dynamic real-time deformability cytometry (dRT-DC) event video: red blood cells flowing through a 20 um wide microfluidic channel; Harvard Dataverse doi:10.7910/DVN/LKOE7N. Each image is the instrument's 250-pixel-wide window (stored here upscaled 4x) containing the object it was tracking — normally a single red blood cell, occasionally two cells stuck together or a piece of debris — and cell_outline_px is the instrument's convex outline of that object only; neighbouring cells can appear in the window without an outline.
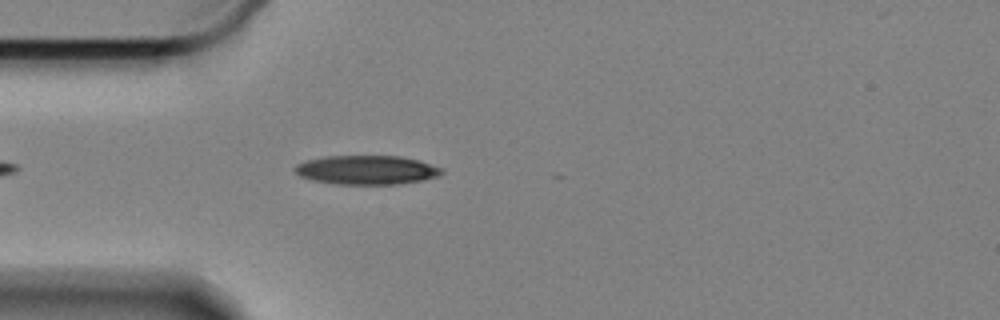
{"species": "Egyptian fruit bat (a non-hibernating species)", "species_latin": "Rousettus aegyptiacus", "temperature_condition": "cold", "stored_images_in_passage": 23, "camera_frame_rate_fps": 3000, "um_per_image_px": 0.085, "animal": {"sex": "female"}, "frame": {"image": 1, "passage_image": 4, "time_ms": 1.0, "image_size_px": [1000, 320], "cell_outline_px": [[444, 172], [436, 176], [424, 180], [396, 184], [336, 184], [312, 180], [300, 176], [296, 172], [296, 164], [308, 160], [328, 156], [400, 156], [420, 160], [444, 168]], "centroid_in_image_um": [31.22, 14.44], "position_along_channel_um": 53.8, "area_um2": 24.8}}
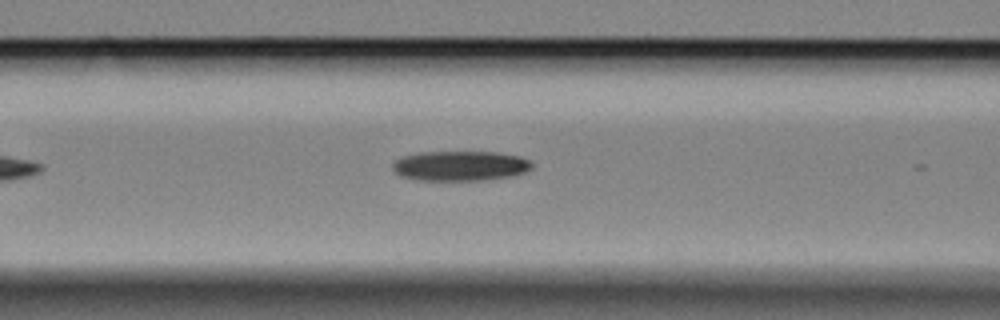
{"frame": {"image": 2, "passage_image": 11, "time_ms": 3.333, "image_size_px": [1000, 320], "cell_outline_px": [[532, 168], [524, 172], [512, 176], [484, 180], [416, 180], [400, 176], [392, 168], [392, 164], [396, 160], [404, 156], [420, 152], [496, 152], [520, 156], [532, 160]], "centroid_in_image_um": [39.14, 14.1], "position_along_channel_um": 127.5, "area_um2": 24.39}}
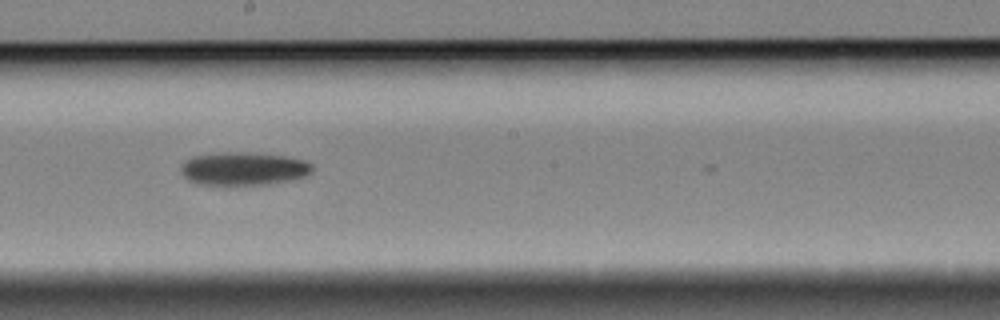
{"frame": {"image": 3, "passage_image": 20, "time_ms": 6.333, "image_size_px": [1000, 320], "cell_outline_px": [[312, 172], [308, 176], [292, 180], [268, 184], [228, 188], [196, 184], [188, 180], [180, 172], [180, 164], [184, 160], [192, 156], [224, 152], [252, 152], [284, 156], [304, 160], [312, 164]], "centroid_in_image_um": [20.65, 14.38], "position_along_channel_um": 227.6, "area_um2": 26.65}}